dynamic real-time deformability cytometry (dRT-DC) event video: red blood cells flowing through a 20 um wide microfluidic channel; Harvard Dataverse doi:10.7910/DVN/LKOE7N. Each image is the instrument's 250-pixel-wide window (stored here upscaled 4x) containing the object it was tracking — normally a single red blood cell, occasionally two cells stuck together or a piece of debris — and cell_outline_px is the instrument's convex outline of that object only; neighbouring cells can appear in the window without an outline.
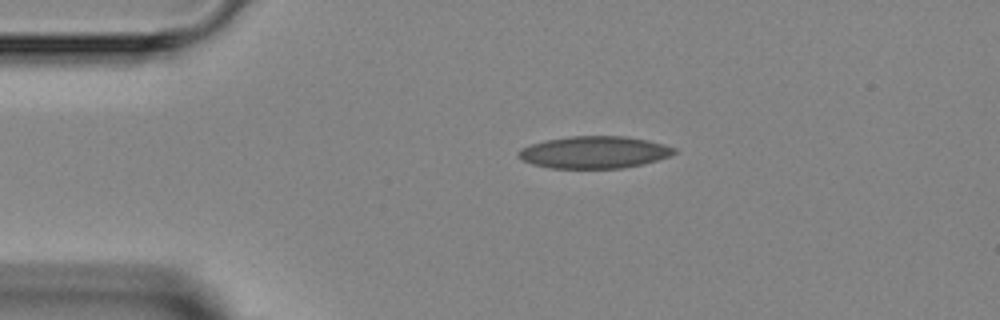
{"species": "Egyptian fruit bat (a non-hibernating species)", "species_latin": "Rousettus aegyptiacus", "temperature_condition": "room temperature", "stored_images_in_passage": 2, "camera_frame_rate_fps": 3000, "um_per_image_px": 0.085, "animal": {"sex": "female"}, "frame": {"image": 1, "passage_image": 1, "time_ms": 0.0, "image_size_px": [1000, 320], "cell_outline_px": [[676, 152], [668, 156], [644, 164], [624, 168], [548, 168], [532, 164], [516, 156], [516, 152], [520, 148], [532, 144], [548, 140], [572, 136], [628, 136], [648, 140], [664, 144], [676, 148]], "centroid_in_image_um": [50.51, 12.94], "position_along_channel_um": 34.5, "area_um2": 29.19}}